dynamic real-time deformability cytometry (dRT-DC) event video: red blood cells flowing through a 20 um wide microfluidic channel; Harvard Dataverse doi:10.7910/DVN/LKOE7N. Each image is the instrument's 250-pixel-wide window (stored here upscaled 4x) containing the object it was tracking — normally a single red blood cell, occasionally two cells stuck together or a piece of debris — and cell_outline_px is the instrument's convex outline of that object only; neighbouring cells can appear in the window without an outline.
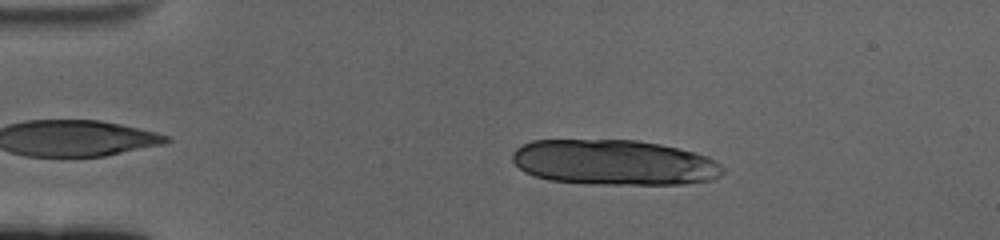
{"species": "human", "species_latin": "Homo sapiens", "temperature_condition": "cold", "stored_images_in_passage": 57, "camera_frame_rate_fps": 3000, "um_per_image_px": 0.085, "donor": {"sex": "female"}, "frame": {"image": 1, "passage_image": 10, "time_ms": 3.0, "image_size_px": [1000, 240], "cell_outline_px": [[724, 172], [720, 176], [712, 180], [684, 184], [588, 184], [552, 180], [536, 176], [524, 172], [512, 160], [512, 152], [516, 148], [532, 140], [636, 140], [660, 144], [708, 156], [720, 164], [724, 168]], "centroid_in_image_um": [52.21, 13.81], "position_along_channel_um": 32.8, "area_um2": 55.66}}
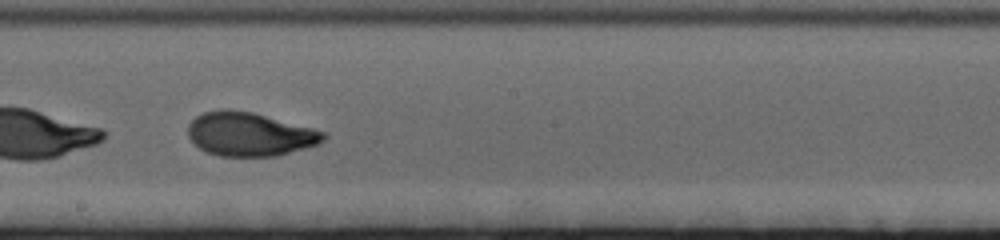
{"frame": {"image": 2, "passage_image": 33, "time_ms": 10.667, "image_size_px": [1000, 240], "cell_outline_px": [[328, 136], [324, 140], [316, 144], [276, 156], [220, 156], [204, 152], [188, 136], [188, 124], [196, 116], [204, 112], [220, 108], [228, 108], [252, 112], [328, 132]], "centroid_in_image_um": [21.2, 11.39], "position_along_channel_um": 227.0, "area_um2": 34.56}}
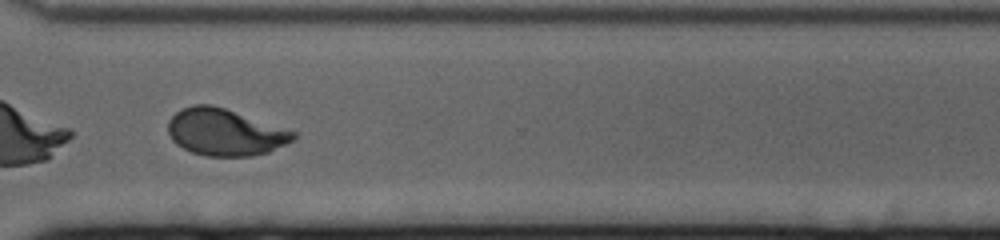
{"frame": {"image": 3, "passage_image": 44, "time_ms": 14.333, "image_size_px": [1000, 240], "cell_outline_px": [[296, 136], [292, 140], [268, 152], [252, 156], [208, 156], [192, 152], [176, 144], [172, 140], [168, 132], [168, 120], [176, 112], [192, 104], [212, 104], [296, 132]], "centroid_in_image_um": [19.08, 11.24], "position_along_channel_um": 351.5, "area_um2": 33.81}, "authors_computed_cell_mechanics": {"area_um2": 34.5644, "velocity_mm_per_s": 3.388, "shape_relaxation_time_tau1_ms": 5.4265, "shape_relaxation_time_tau2_ms": 1.2352, "deformation_change_tau1": 0.2041, "deformation_change_tau2": 0.0676}}